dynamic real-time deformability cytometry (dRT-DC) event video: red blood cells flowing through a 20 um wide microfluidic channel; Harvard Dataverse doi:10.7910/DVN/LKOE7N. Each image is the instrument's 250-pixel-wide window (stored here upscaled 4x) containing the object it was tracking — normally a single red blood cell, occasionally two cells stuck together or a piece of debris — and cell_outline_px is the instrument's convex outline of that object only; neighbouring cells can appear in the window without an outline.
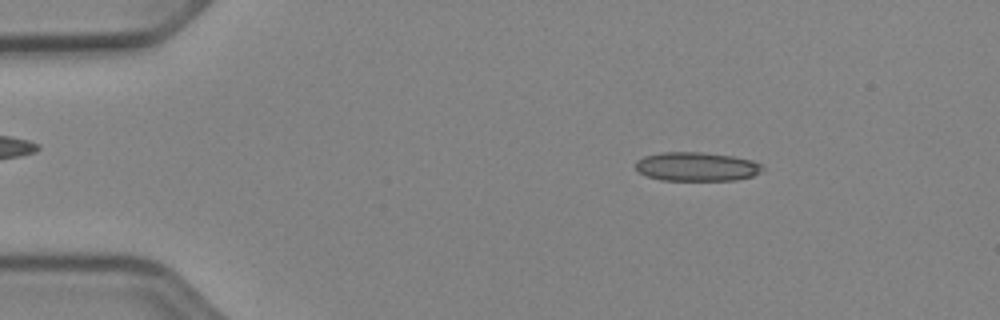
{"species": "Egyptian fruit bat (a non-hibernating species)", "species_latin": "Rousettus aegyptiacus", "temperature_condition": "cold", "stored_images_in_passage": 51, "camera_frame_rate_fps": 3000, "um_per_image_px": 0.085, "animal": {"sex": "female"}, "frame": {"image": 1, "passage_image": 8, "time_ms": 2.333, "image_size_px": [1000, 320], "cell_outline_px": [[764, 168], [760, 172], [752, 176], [736, 180], [660, 180], [648, 176], [640, 172], [636, 168], [636, 160], [644, 156], [664, 152], [700, 152], [732, 156], [752, 160], [760, 164]], "centroid_in_image_um": [59.21, 14.16], "position_along_channel_um": 25.8, "area_um2": 21.27}}
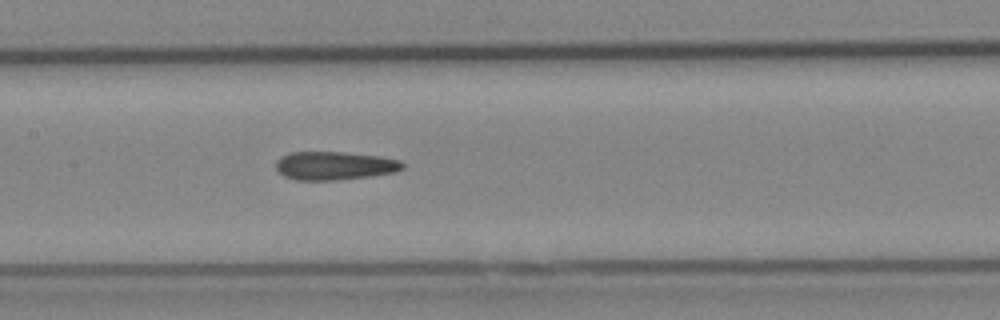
{"frame": {"image": 2, "passage_image": 25, "time_ms": 8.0, "image_size_px": [1000, 320], "cell_outline_px": [[404, 168], [396, 172], [368, 176], [332, 180], [296, 180], [284, 176], [276, 168], [276, 164], [280, 156], [288, 152], [344, 152], [384, 156], [400, 160], [404, 164]], "centroid_in_image_um": [28.45, 14.07], "position_along_channel_um": 178.9, "area_um2": 21.04}}
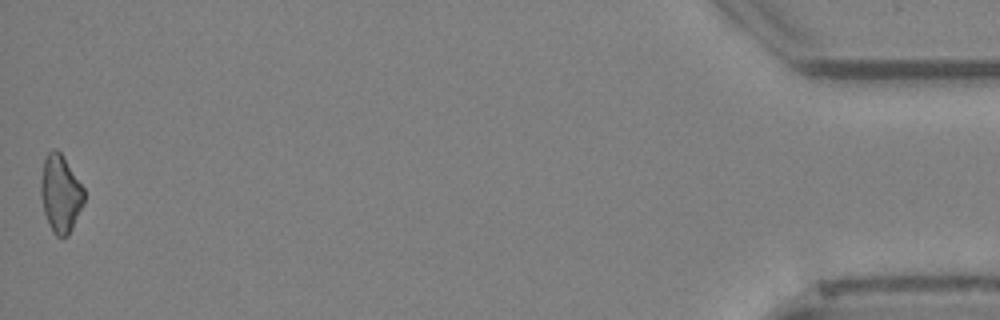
{"frame": {"image": 3, "passage_image": 51, "time_ms": 16.667, "image_size_px": [1000, 320], "cell_outline_px": [[84, 204], [68, 236], [56, 236], [52, 232], [48, 224], [44, 212], [40, 196], [40, 184], [44, 160], [48, 152], [52, 148], [56, 148], [60, 152], [84, 188]], "centroid_in_image_um": [5.13, 16.47], "position_along_channel_um": 430.1, "area_um2": 19.54}, "authors_computed_cell_mechanics": {"area_um2": 20.7502, "velocity_mm_per_s": 3.9627, "shape_relaxation_time_tau1_ms": null, "shape_relaxation_time_tau2_ms": 4.6174, "deformation_change_tau1": null, "deformation_change_tau2": 0.1479}}